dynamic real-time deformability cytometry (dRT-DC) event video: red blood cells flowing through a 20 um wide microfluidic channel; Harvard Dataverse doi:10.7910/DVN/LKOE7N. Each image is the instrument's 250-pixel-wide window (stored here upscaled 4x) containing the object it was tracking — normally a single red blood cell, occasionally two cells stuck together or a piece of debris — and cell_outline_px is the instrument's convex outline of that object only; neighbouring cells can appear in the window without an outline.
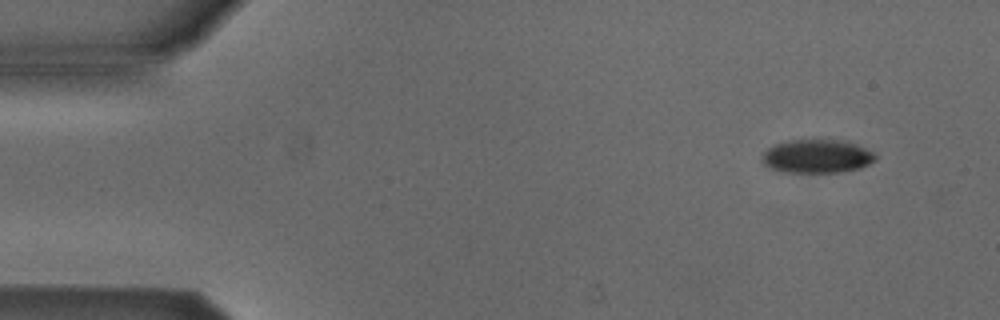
{"species": "Egyptian fruit bat (a non-hibernating species)", "species_latin": "Rousettus aegyptiacus", "temperature_condition": "cold", "stored_images_in_passage": 4, "camera_frame_rate_fps": 3000, "um_per_image_px": 0.085, "animal": {"sex": "male"}, "frame": {"image": 1, "passage_image": 1, "time_ms": 0.0, "image_size_px": [1000, 320], "cell_outline_px": [[876, 160], [860, 168], [840, 172], [784, 172], [772, 168], [764, 164], [760, 160], [764, 152], [768, 148], [776, 144], [792, 140], [848, 140], [872, 152], [876, 156]], "centroid_in_image_um": [69.45, 13.28], "position_along_channel_um": 15.6, "area_um2": 22.02}}
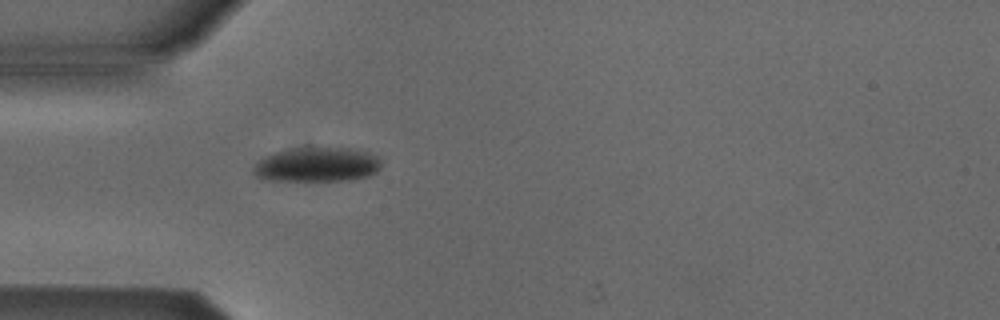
{"frame": {"image": 2, "passage_image": 4, "time_ms": 3.667, "image_size_px": [1000, 320], "cell_outline_px": [[380, 168], [376, 172], [368, 176], [348, 180], [268, 180], [256, 176], [252, 172], [252, 168], [264, 156], [276, 152], [296, 148], [348, 148], [368, 152], [376, 156], [380, 160]], "centroid_in_image_um": [26.94, 14.0], "position_along_channel_um": 58.1, "area_um2": 25.37}}